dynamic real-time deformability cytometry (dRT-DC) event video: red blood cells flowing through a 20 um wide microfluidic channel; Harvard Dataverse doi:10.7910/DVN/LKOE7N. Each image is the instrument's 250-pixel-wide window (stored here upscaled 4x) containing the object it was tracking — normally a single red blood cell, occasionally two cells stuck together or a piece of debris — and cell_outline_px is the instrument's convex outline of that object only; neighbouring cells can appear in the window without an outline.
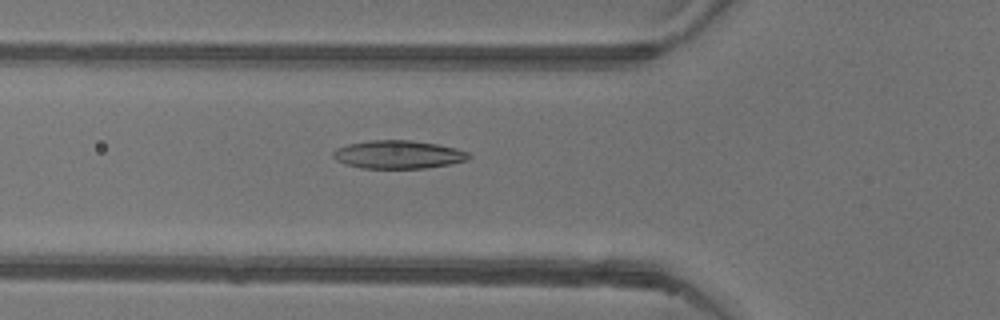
{"species": "common noctule bat (a hibernating species)", "species_latin": "Nyctalus noctula", "temperature_condition": "warm", "stored_images_in_passage": 52, "camera_frame_rate_fps": 3000, "um_per_image_px": 0.085, "animal": {"sex": "female"}, "frame": {"image": 1, "passage_image": 18, "time_ms": 5.667, "image_size_px": [1000, 320], "cell_outline_px": [[472, 156], [468, 160], [452, 164], [424, 168], [360, 168], [344, 164], [336, 160], [332, 156], [332, 152], [336, 148], [348, 144], [368, 140], [412, 140], [436, 144], [456, 148], [468, 152]], "centroid_in_image_um": [33.84, 13.13], "position_along_channel_um": 92.0, "area_um2": 22.48}}
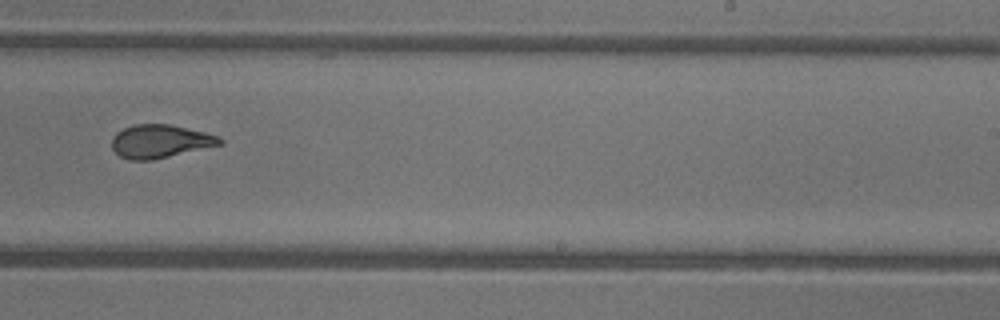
{"frame": {"image": 2, "passage_image": 32, "time_ms": 10.333, "image_size_px": [1000, 320], "cell_outline_px": [[224, 144], [152, 160], [128, 160], [120, 156], [112, 148], [112, 136], [116, 132], [124, 128], [136, 124], [168, 124], [204, 132], [220, 136], [224, 140]], "centroid_in_image_um": [13.62, 12.01], "position_along_channel_um": 275.4, "area_um2": 20.98}}
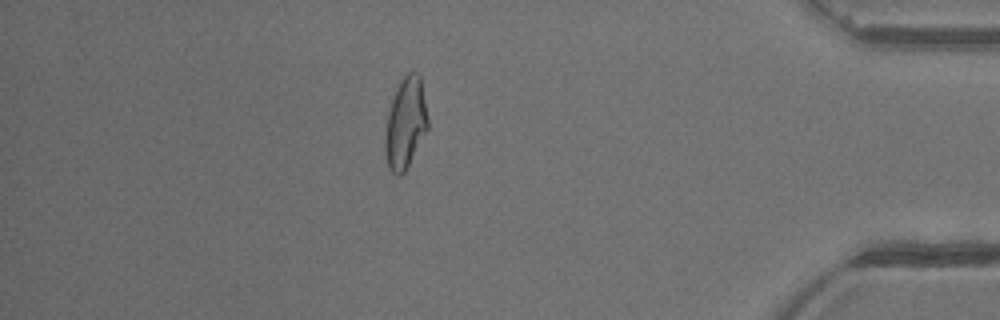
{"frame": {"image": 3, "passage_image": 45, "time_ms": 14.667, "image_size_px": [1000, 320], "cell_outline_px": [[428, 128], [404, 172], [400, 176], [396, 176], [388, 168], [384, 148], [384, 136], [388, 112], [396, 88], [400, 80], [412, 68], [420, 76], [428, 120]], "centroid_in_image_um": [34.44, 10.46], "position_along_channel_um": 400.8, "area_um2": 22.6}, "authors_computed_cell_mechanics": {"area_um2": 22.4842, "velocity_mm_per_s": 3.9182, "shape_relaxation_time_tau1_ms": 6.1703, "shape_relaxation_time_tau2_ms": 1.7493, "deformation_change_tau1": 0.2164, "deformation_change_tau2": 0.0758}}